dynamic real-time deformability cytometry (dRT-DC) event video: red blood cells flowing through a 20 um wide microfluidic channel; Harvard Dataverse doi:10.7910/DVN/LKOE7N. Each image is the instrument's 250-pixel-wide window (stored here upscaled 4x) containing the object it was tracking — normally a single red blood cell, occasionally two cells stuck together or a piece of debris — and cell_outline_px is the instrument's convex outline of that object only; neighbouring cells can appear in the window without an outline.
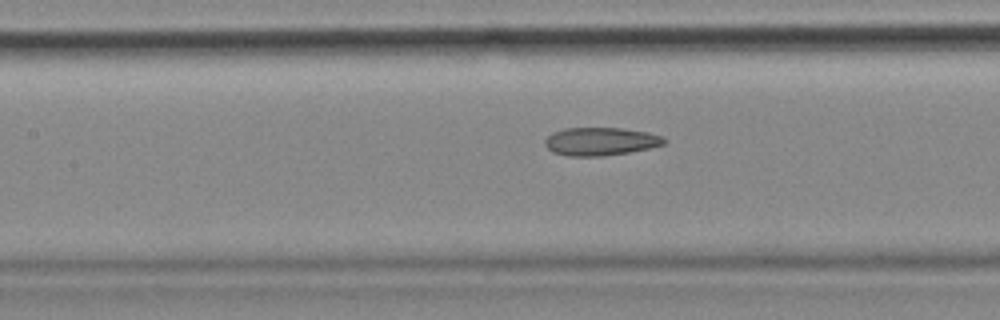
{"species": "common noctule bat (a hibernating species)", "species_latin": "Nyctalus noctula", "temperature_condition": "cold", "stored_images_in_passage": 30, "camera_frame_rate_fps": 3000, "um_per_image_px": 0.085, "animal": {"sex": "female", "body_mass_g": 18.4}, "frame": {"image": 1, "passage_image": 21, "time_ms": 6.667, "image_size_px": [1000, 320], "cell_outline_px": [[668, 140], [664, 144], [648, 148], [628, 152], [604, 156], [568, 156], [552, 152], [544, 144], [544, 140], [552, 132], [564, 128], [620, 128], [648, 132], [664, 136]], "centroid_in_image_um": [51.04, 12.02], "position_along_channel_um": 156.4, "area_um2": 19.59}}